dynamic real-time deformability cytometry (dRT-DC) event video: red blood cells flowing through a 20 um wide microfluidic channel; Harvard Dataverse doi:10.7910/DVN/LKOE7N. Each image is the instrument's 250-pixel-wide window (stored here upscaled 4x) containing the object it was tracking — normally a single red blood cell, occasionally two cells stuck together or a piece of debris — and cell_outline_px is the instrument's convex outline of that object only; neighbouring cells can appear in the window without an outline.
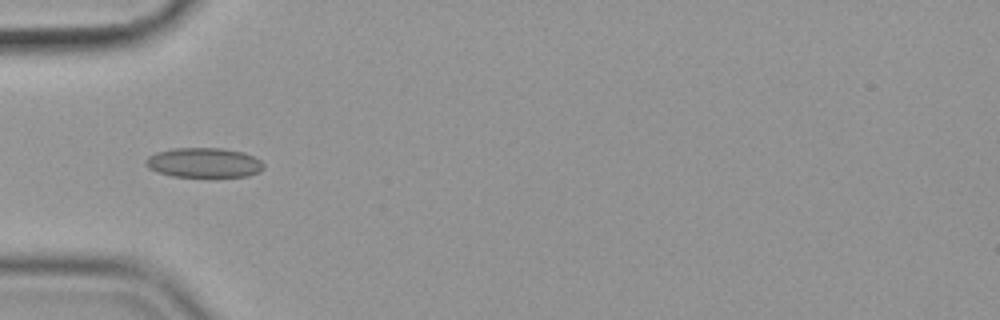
{"species": "common noctule bat (a hibernating species)", "species_latin": "Nyctalus noctula", "temperature_condition": "cold", "stored_images_in_passage": 39, "camera_frame_rate_fps": 3000, "um_per_image_px": 0.085, "animal": {"sex": "female", "body_mass_g": 19.9}, "frame": {"image": 1, "passage_image": 1, "time_ms": 0.0, "image_size_px": [1000, 320], "cell_outline_px": [[264, 168], [260, 172], [248, 176], [172, 176], [148, 168], [144, 164], [144, 160], [148, 156], [156, 152], [172, 148], [224, 148], [244, 152], [260, 160], [264, 164]], "centroid_in_image_um": [17.33, 13.81], "position_along_channel_um": 67.7, "area_um2": 20.46}}
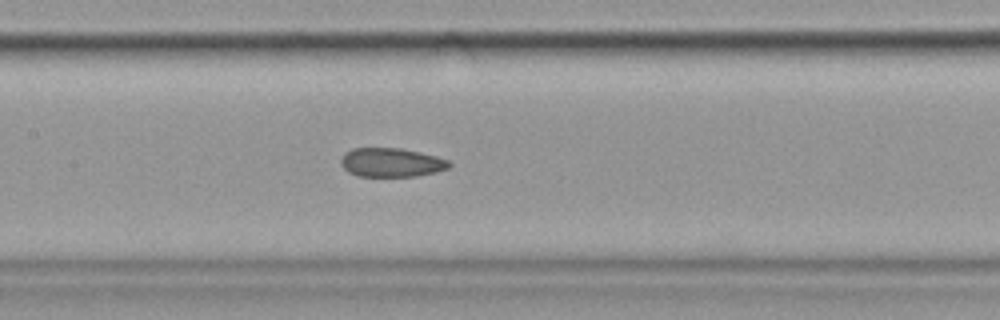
{"frame": {"image": 2, "passage_image": 10, "time_ms": 3.0, "image_size_px": [1000, 320], "cell_outline_px": [[452, 164], [448, 168], [436, 172], [416, 176], [360, 176], [348, 172], [340, 164], [340, 160], [344, 152], [352, 148], [400, 148], [436, 156], [448, 160]], "centroid_in_image_um": [33.24, 13.8], "position_along_channel_um": 174.2, "area_um2": 18.26}}
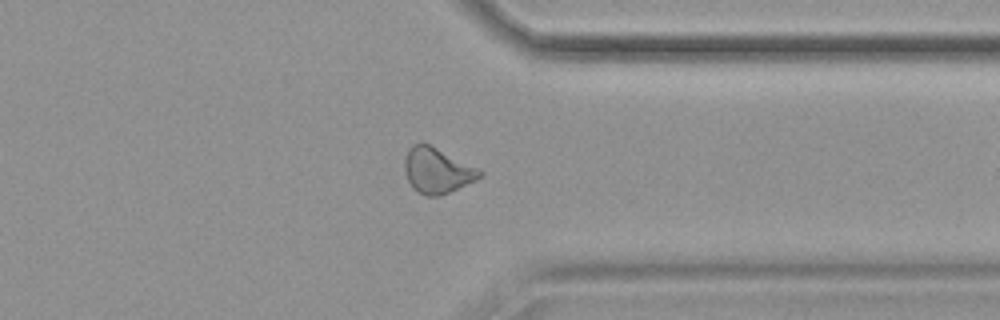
{"frame": {"image": 3, "passage_image": 27, "time_ms": 8.667, "image_size_px": [1000, 320], "cell_outline_px": [[484, 176], [476, 180], [440, 196], [424, 196], [412, 188], [404, 172], [404, 160], [408, 148], [412, 144], [420, 140], [484, 172]], "centroid_in_image_um": [37.1, 14.5], "position_along_channel_um": 374.3, "area_um2": 19.88}, "authors_computed_cell_mechanics": {"area_um2": 18.8428, "velocity_mm_per_s": 3.5671, "shape_relaxation_time_tau1_ms": null, "shape_relaxation_time_tau2_ms": 2.8109, "deformation_change_tau1": null, "deformation_change_tau2": 0.0896}}